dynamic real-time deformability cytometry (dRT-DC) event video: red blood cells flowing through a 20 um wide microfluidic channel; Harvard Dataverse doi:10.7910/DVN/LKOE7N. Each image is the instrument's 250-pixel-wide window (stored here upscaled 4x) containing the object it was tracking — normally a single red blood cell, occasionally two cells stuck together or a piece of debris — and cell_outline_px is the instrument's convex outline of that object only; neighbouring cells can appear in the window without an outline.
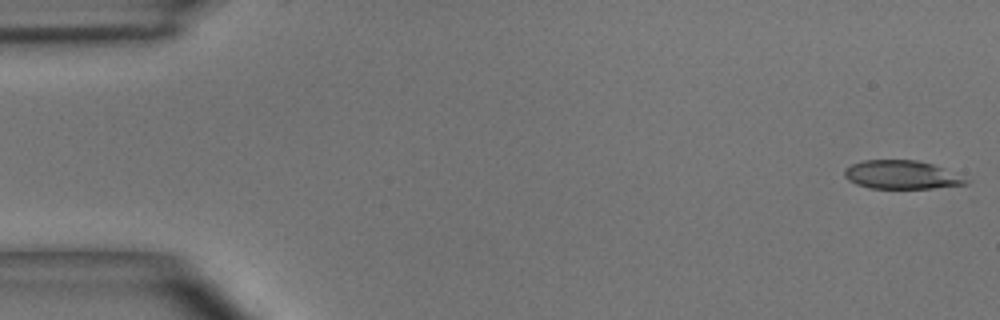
{"species": "common noctule bat (a hibernating species)", "species_latin": "Nyctalus noctula", "temperature_condition": "room temperature", "stored_images_in_passage": 9, "camera_frame_rate_fps": 3000, "um_per_image_px": 0.085, "animal": {"sex": "male", "body_mass_g": 15.6}, "frame": {"image": 1, "passage_image": 1, "time_ms": 0.0, "image_size_px": [1000, 320], "cell_outline_px": [[972, 180], [968, 184], [932, 188], [868, 188], [856, 184], [848, 180], [844, 176], [844, 168], [852, 164], [864, 160], [916, 160], [932, 164]], "centroid_in_image_um": [76.62, 14.86], "position_along_channel_um": 8.4, "area_um2": 20.17}}